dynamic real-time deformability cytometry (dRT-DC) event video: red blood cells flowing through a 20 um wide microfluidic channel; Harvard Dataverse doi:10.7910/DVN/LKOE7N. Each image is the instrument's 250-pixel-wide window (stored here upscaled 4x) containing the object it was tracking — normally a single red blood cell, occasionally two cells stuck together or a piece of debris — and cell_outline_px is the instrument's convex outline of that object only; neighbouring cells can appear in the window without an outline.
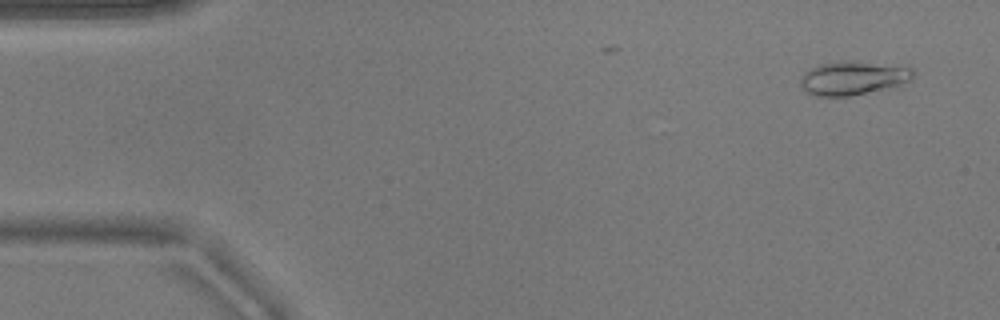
{"species": "common noctule bat (a hibernating species)", "species_latin": "Nyctalus noctula", "temperature_condition": "warm", "stored_images_in_passage": 8, "camera_frame_rate_fps": 3000, "um_per_image_px": 0.085, "animal": {"sex": "male", "body_mass_g": 17.9}, "frame": {"image": 1, "passage_image": 2, "time_ms": 0.333, "image_size_px": [1000, 320], "cell_outline_px": [[916, 72], [912, 80], [892, 88], [848, 96], [816, 96], [804, 92], [800, 88], [800, 80], [812, 68], [820, 64], [868, 64], [912, 68]], "centroid_in_image_um": [72.53, 6.72], "position_along_channel_um": 12.5, "area_um2": 21.1}}